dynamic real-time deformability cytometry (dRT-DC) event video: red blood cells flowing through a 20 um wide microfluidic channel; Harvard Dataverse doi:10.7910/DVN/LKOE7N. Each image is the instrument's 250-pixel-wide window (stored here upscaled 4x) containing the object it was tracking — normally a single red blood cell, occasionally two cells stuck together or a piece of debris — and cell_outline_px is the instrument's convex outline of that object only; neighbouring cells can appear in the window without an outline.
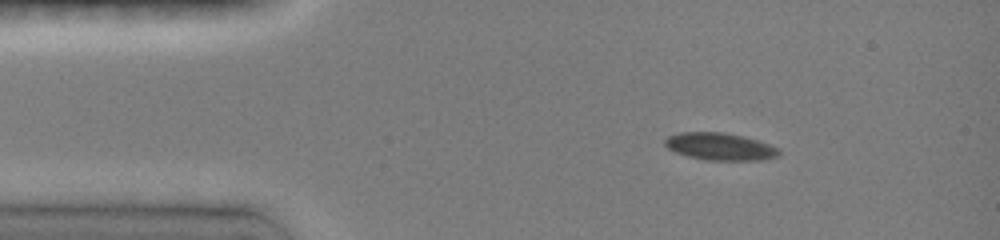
{"species": "common noctule bat (a hibernating species)", "species_latin": "Nyctalus noctula", "temperature_condition": "room temperature", "stored_images_in_passage": 9, "camera_frame_rate_fps": 3000, "um_per_image_px": 0.085, "animal": {"sex": "female", "body_mass_g": 19.0, "forearm_length_mm": 51.5}, "frame": {"image": 1, "passage_image": 1, "time_ms": 0.0, "image_size_px": [1000, 240], "cell_outline_px": [[780, 152], [776, 156], [764, 160], [704, 160], [688, 156], [676, 152], [668, 148], [664, 144], [664, 140], [668, 136], [680, 132], [720, 132], [740, 136], [756, 140], [768, 144], [776, 148]], "centroid_in_image_um": [61.15, 12.46], "position_along_channel_um": 23.9, "area_um2": 17.86}}
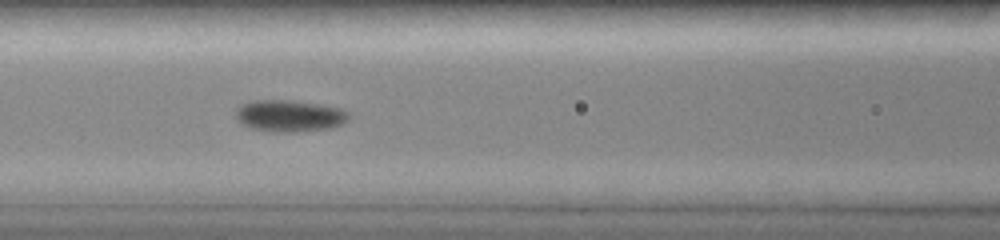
{"frame": {"image": 2, "passage_image": 7, "time_ms": 4.333, "image_size_px": [1000, 240], "cell_outline_px": [[348, 120], [332, 128], [296, 132], [272, 132], [248, 128], [240, 124], [236, 120], [236, 108], [240, 104], [256, 100], [292, 100], [320, 104], [340, 108], [348, 112]], "centroid_in_image_um": [24.55, 9.85], "position_along_channel_um": 142.0, "area_um2": 21.21}}